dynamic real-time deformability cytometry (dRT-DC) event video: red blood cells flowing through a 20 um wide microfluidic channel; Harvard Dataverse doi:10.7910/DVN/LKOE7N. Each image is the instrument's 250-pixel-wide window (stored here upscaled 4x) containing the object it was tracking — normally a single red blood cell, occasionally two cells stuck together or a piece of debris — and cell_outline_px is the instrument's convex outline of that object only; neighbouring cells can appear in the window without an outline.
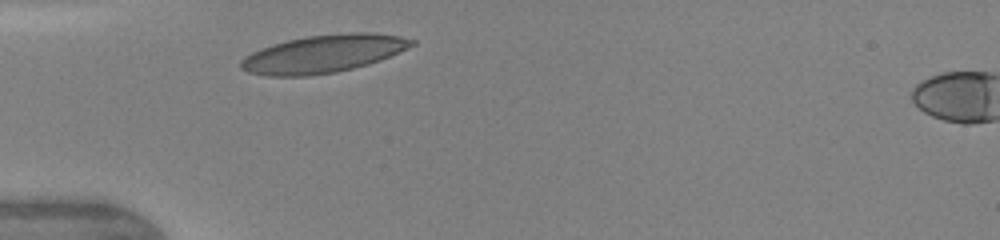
{"species": "human", "species_latin": "Homo sapiens", "temperature_condition": "warm", "stored_images_in_passage": 2, "segment_of_instrument_passage": [1, 2], "camera_frame_rate_fps": 3000, "um_per_image_px": 0.085, "donor": {"sex": "female"}, "frame": {"image": 1, "passage_image": 1, "time_ms": 0.0, "image_size_px": [1000, 240], "cell_outline_px": [[416, 44], [380, 60], [368, 64], [336, 72], [308, 76], [264, 76], [248, 72], [240, 68], [240, 60], [244, 56], [260, 48], [272, 44], [288, 40], [308, 36], [348, 32], [368, 32], [400, 36], [416, 40]], "centroid_in_image_um": [27.45, 4.57], "position_along_channel_um": 57.5, "area_um2": 37.63}}